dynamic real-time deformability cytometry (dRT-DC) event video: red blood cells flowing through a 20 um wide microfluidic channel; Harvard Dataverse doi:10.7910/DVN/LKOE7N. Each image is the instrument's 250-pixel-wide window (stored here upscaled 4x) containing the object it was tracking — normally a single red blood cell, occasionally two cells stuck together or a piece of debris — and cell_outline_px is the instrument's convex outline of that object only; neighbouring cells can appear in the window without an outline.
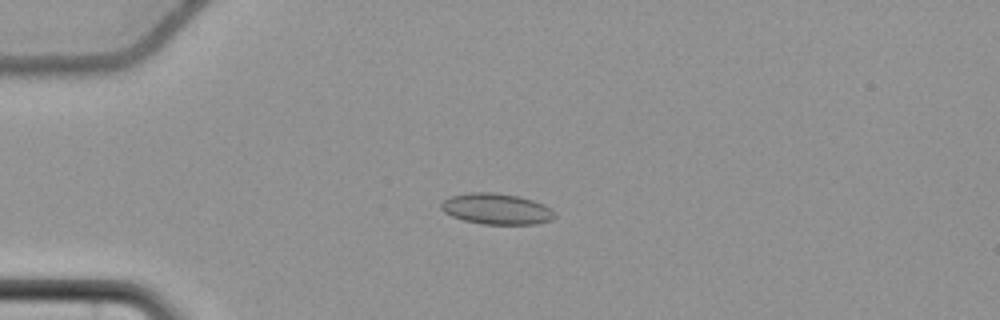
{"species": "common noctule bat (a hibernating species)", "species_latin": "Nyctalus noctula", "temperature_condition": "cold", "stored_images_in_passage": 58, "camera_frame_rate_fps": 3000, "um_per_image_px": 0.085, "animal": {"sex": "female", "body_mass_g": 22.7, "forearm_length_mm": 54.2}, "frame": {"image": 1, "passage_image": 16, "time_ms": 5.0, "image_size_px": [1000, 320], "cell_outline_px": [[556, 216], [552, 220], [536, 224], [480, 224], [464, 220], [452, 216], [444, 212], [440, 208], [440, 204], [444, 200], [452, 196], [468, 192], [496, 192], [516, 196], [532, 200], [544, 204], [552, 208], [556, 212]], "centroid_in_image_um": [42.23, 17.76], "position_along_channel_um": 42.8, "area_um2": 20.63}}
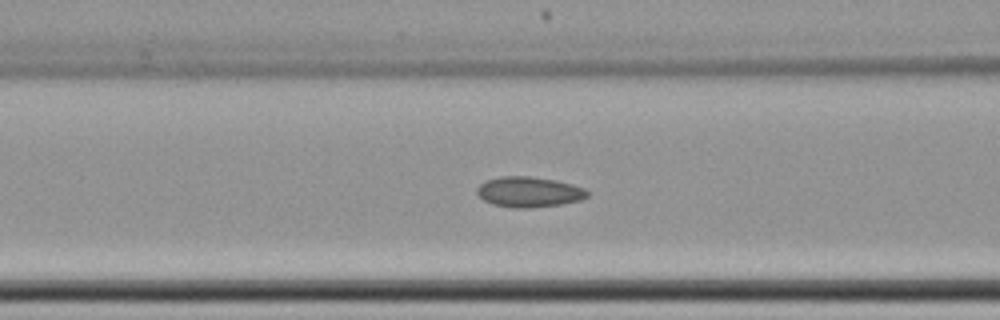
{"frame": {"image": 2, "passage_image": 25, "time_ms": 8.0, "image_size_px": [1000, 320], "cell_outline_px": [[588, 196], [580, 200], [560, 204], [528, 208], [516, 208], [492, 204], [484, 200], [476, 192], [476, 188], [484, 180], [500, 176], [528, 176], [552, 180], [572, 184], [584, 188], [588, 192]], "centroid_in_image_um": [44.92, 16.31], "position_along_channel_um": 121.7, "area_um2": 19.42}}
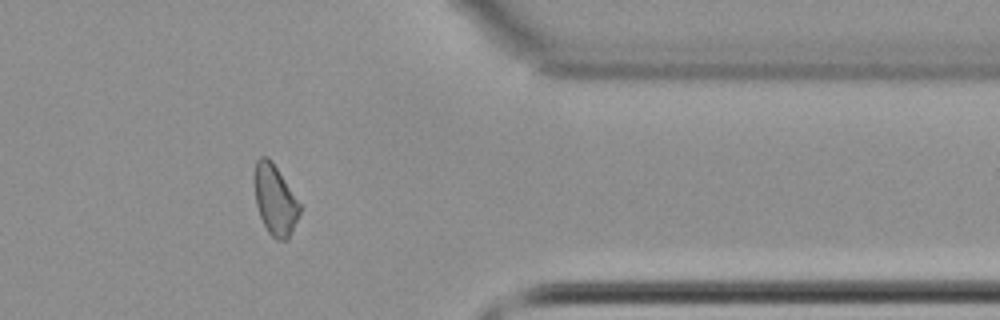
{"frame": {"image": 3, "passage_image": 48, "time_ms": 15.667, "image_size_px": [1000, 320], "cell_outline_px": [[300, 212], [288, 240], [276, 240], [268, 232], [260, 216], [256, 204], [256, 160], [260, 156], [268, 156], [272, 160], [300, 204]], "centroid_in_image_um": [23.39, 17.01], "position_along_channel_um": 388.0, "area_um2": 18.09}, "authors_computed_cell_mechanics": {"area_um2": 19.1896, "velocity_mm_per_s": 3.6653, "shape_relaxation_time_tau1_ms": 10.3843, "shape_relaxation_time_tau2_ms": 3.247, "deformation_change_tau1": 0.0993, "deformation_change_tau2": 0.0655}}